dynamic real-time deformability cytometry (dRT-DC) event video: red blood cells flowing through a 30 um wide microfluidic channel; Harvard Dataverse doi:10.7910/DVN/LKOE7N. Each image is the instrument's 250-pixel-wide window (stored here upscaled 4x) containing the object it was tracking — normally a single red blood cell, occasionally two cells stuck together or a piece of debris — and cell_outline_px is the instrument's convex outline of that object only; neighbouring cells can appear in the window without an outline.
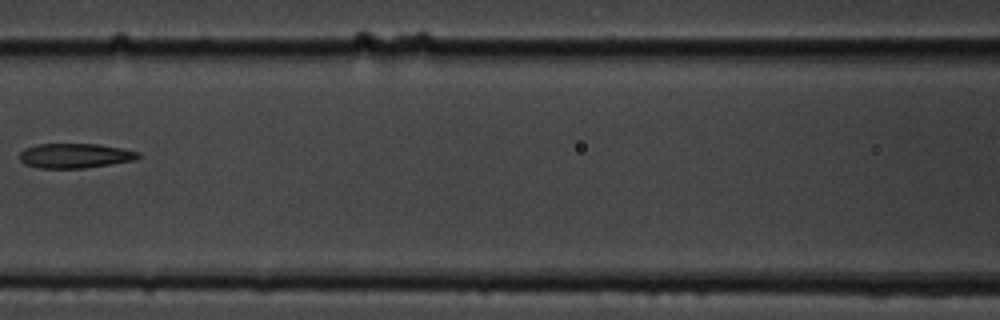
{"species": "common noctule bat (a hibernating species)", "species_latin": "Nyctalus noctula", "temperature_condition": "cold", "stored_images_in_passage": 6, "camera_frame_rate_fps": 3000, "um_per_image_px": 0.085, "animal": {"sex": "male", "body_mass_g": 19.5, "forearm_length_mm": 54.6}, "frame": {"image": 1, "passage_image": 5, "time_ms": 4.667, "image_size_px": [1000, 320], "cell_outline_px": [[140, 156], [136, 160], [84, 168], [40, 168], [24, 164], [20, 160], [20, 152], [24, 148], [36, 144], [96, 144], [120, 148], [140, 152]], "centroid_in_image_um": [6.35, 13.23], "position_along_channel_um": 160.2, "area_um2": 17.05}}
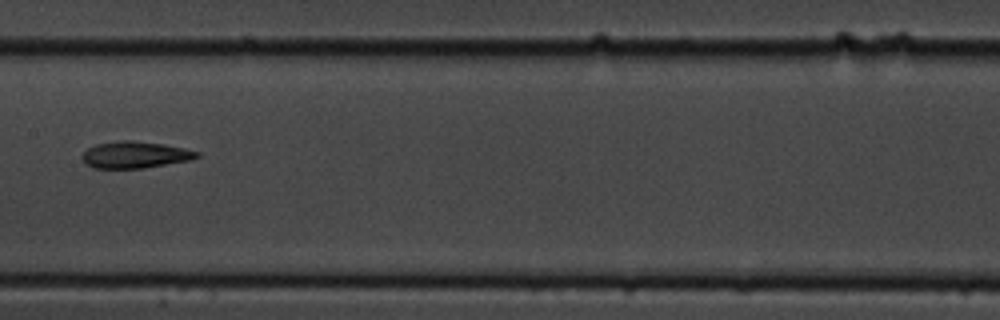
{"frame": {"image": 2, "passage_image": 6, "time_ms": 5.667, "image_size_px": [1000, 320], "cell_outline_px": [[200, 156], [192, 160], [144, 168], [92, 168], [80, 156], [88, 148], [96, 144], [120, 140], [132, 140], [164, 144], [184, 148], [200, 152]], "centroid_in_image_um": [11.51, 13.15], "position_along_channel_um": 195.9, "area_um2": 17.92}}